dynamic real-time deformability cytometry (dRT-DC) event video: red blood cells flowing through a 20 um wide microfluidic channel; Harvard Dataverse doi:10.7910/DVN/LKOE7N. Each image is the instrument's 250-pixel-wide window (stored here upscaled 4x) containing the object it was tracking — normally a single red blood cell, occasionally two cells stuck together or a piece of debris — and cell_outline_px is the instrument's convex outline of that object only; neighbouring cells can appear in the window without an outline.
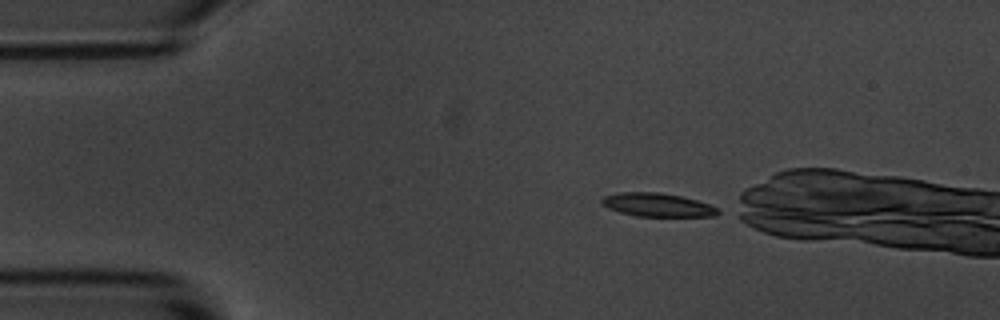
{"species": "common noctule bat (a hibernating species)", "species_latin": "Nyctalus noctula", "temperature_condition": "room temperature", "stored_images_in_passage": 8, "camera_frame_rate_fps": 3000, "um_per_image_px": 0.085, "animal": {"sex": "male", "body_mass_g": 20.1, "forearm_length_mm": 53.5}, "frame": {"image": 1, "passage_image": 1, "time_ms": 0.0, "image_size_px": [1000, 320], "cell_outline_px": [[724, 212], [716, 216], [636, 216], [620, 212], [608, 208], [600, 204], [600, 200], [604, 196], [620, 192], [660, 192], [680, 196], [696, 200], [720, 208]], "centroid_in_image_um": [55.91, 17.42], "position_along_channel_um": 29.1, "area_um2": 16.07}}
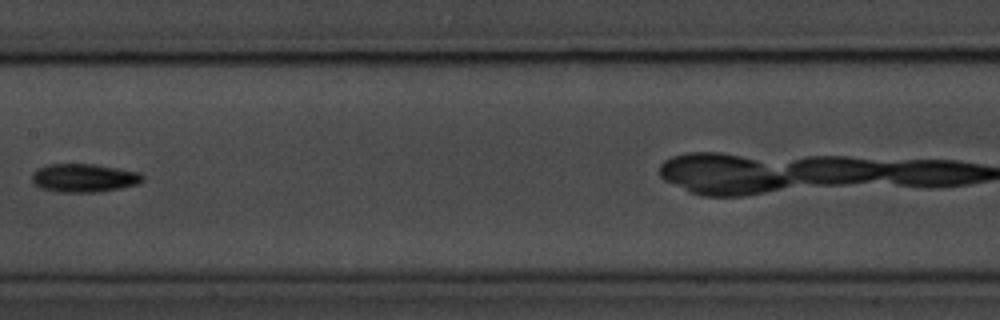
{"frame": {"image": 2, "passage_image": 6, "time_ms": 6.0, "image_size_px": [1000, 320], "cell_outline_px": [[144, 180], [136, 184], [120, 188], [100, 192], [56, 192], [40, 188], [32, 180], [32, 172], [36, 168], [48, 164], [96, 164], [140, 172], [144, 176]], "centroid_in_image_um": [7.13, 15.12], "position_along_channel_um": 200.3, "area_um2": 18.5}}
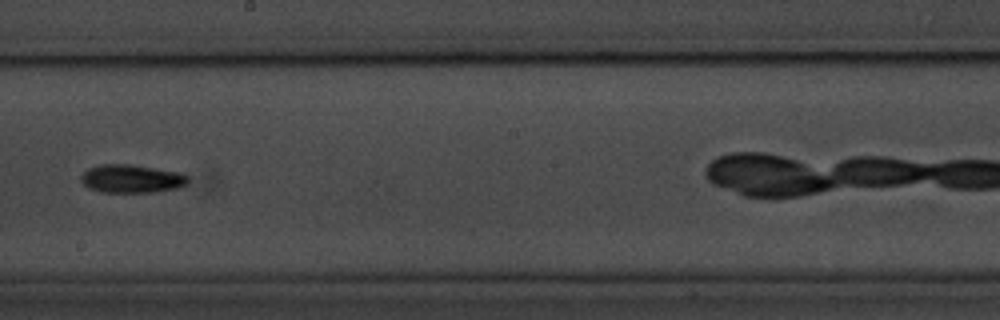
{"frame": {"image": 3, "passage_image": 7, "time_ms": 7.0, "image_size_px": [1000, 320], "cell_outline_px": [[188, 184], [176, 188], [156, 192], [100, 192], [88, 188], [80, 180], [80, 176], [88, 168], [100, 164], [128, 164], [180, 172], [188, 176]], "centroid_in_image_um": [11.17, 15.19], "position_along_channel_um": 237.0, "area_um2": 17.69}}